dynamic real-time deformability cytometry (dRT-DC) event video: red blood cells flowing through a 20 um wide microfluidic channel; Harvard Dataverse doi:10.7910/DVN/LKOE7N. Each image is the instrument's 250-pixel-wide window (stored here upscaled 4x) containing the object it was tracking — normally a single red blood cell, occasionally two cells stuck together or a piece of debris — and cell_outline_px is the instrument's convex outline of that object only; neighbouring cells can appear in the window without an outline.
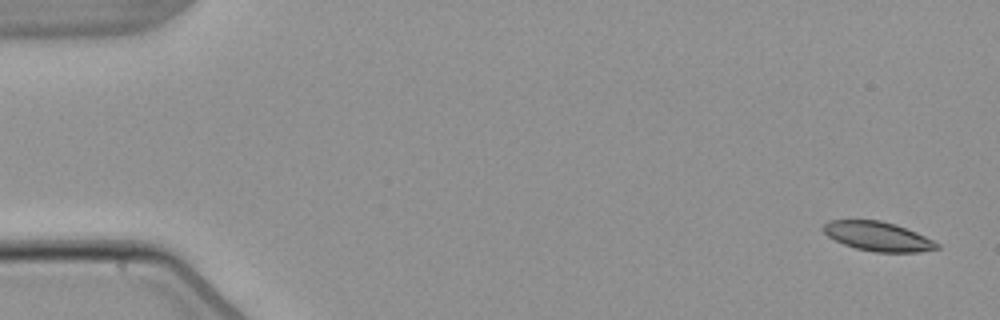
{"species": "common noctule bat (a hibernating species)", "species_latin": "Nyctalus noctula", "temperature_condition": "warm", "stored_images_in_passage": 6, "camera_frame_rate_fps": 3000, "um_per_image_px": 0.085, "animal": {"sex": "male", "body_mass_g": 21.5, "forearm_length_mm": 52.0}, "frame": {"image": 1, "passage_image": 1, "time_ms": 0.0, "image_size_px": [1000, 320], "cell_outline_px": [[940, 248], [920, 252], [876, 252], [856, 248], [844, 244], [828, 236], [820, 228], [828, 220], [880, 220], [896, 224], [916, 232], [940, 244]], "centroid_in_image_um": [74.61, 20.08], "position_along_channel_um": 10.4, "area_um2": 19.36}}
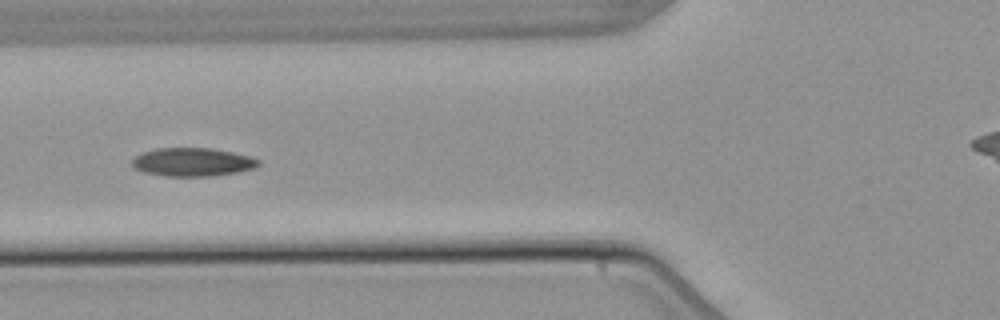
{"frame": {"image": 2, "passage_image": 6, "time_ms": 6.333, "image_size_px": [1000, 320], "cell_outline_px": [[260, 164], [256, 168], [240, 172], [212, 176], [164, 176], [144, 172], [132, 168], [132, 160], [136, 156], [144, 152], [156, 148], [208, 148], [232, 152], [248, 156], [260, 160]], "centroid_in_image_um": [16.37, 13.78], "position_along_channel_um": 109.4, "area_um2": 20.98}}